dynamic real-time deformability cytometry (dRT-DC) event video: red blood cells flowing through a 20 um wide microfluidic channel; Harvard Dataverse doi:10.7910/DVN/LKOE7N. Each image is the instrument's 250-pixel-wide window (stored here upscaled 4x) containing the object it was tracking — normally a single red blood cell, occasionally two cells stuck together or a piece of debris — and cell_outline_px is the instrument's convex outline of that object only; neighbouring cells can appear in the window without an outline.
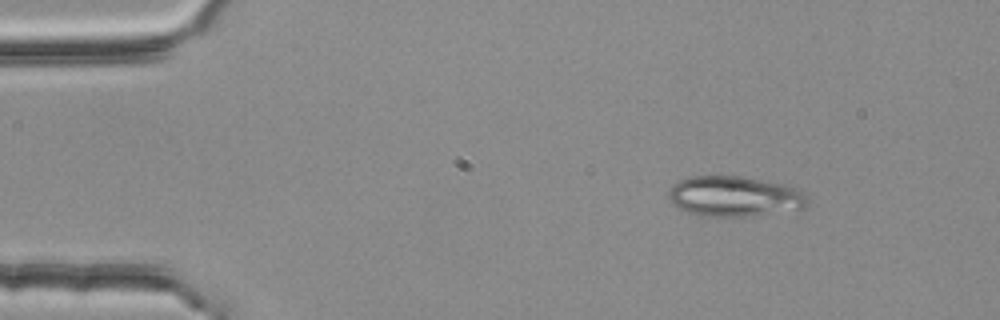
{"species": "common noctule bat (a hibernating species)", "species_latin": "Nyctalus noctula", "temperature_condition": "room temperature", "stored_images_in_passage": 2, "camera_frame_rate_fps": 3000, "um_per_image_px": 0.085, "animal": {"sex": "female", "body_mass_g": 25.1}, "frame": {"image": 1, "passage_image": 1, "time_ms": 0.0, "image_size_px": [1000, 320], "cell_outline_px": [[808, 200], [804, 208], [748, 216], [700, 216], [676, 208], [672, 204], [668, 196], [668, 192], [672, 184], [688, 176], [740, 176], [784, 184], [796, 188], [804, 192]], "centroid_in_image_um": [62.38, 16.68], "position_along_channel_um": 22.6, "area_um2": 32.71}}